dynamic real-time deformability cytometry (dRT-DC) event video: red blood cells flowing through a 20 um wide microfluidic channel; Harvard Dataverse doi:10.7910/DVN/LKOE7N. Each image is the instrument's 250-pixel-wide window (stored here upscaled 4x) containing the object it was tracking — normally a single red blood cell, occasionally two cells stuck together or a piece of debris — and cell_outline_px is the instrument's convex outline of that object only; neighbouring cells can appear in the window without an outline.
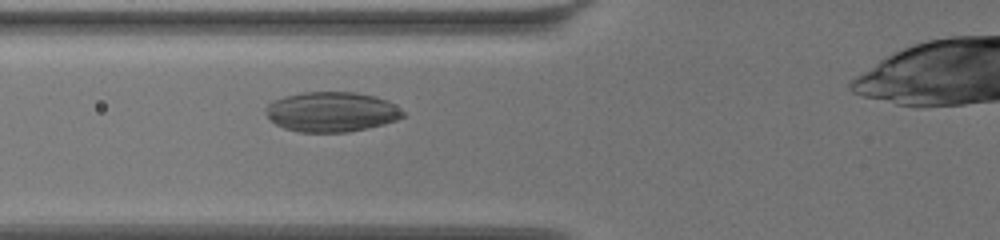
{"species": "common noctule bat (a hibernating species)", "species_latin": "Nyctalus noctula", "temperature_condition": "warm", "stored_images_in_passage": 41, "camera_frame_rate_fps": 3000, "um_per_image_px": 0.085, "animal": {"sex": "female", "body_mass_g": 19.5, "forearm_length_mm": 54.1}, "frame": {"image": 1, "passage_image": 6, "time_ms": 1.667, "image_size_px": [1000, 240], "cell_outline_px": [[404, 116], [396, 120], [384, 124], [348, 132], [296, 132], [284, 128], [276, 124], [264, 112], [264, 108], [268, 104], [284, 96], [300, 92], [352, 92], [376, 96], [388, 100], [404, 112]], "centroid_in_image_um": [28.17, 9.5], "position_along_channel_um": 97.6, "area_um2": 31.96}}
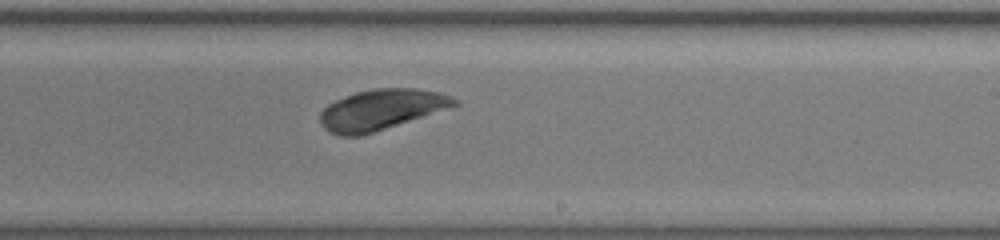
{"frame": {"image": 2, "passage_image": 20, "time_ms": 6.333, "image_size_px": [1000, 240], "cell_outline_px": [[460, 104], [360, 136], [340, 136], [324, 128], [320, 124], [320, 112], [328, 104], [336, 100], [356, 92], [372, 88], [416, 88], [440, 92], [460, 100]], "centroid_in_image_um": [32.39, 9.3], "position_along_channel_um": 256.6, "area_um2": 31.39}}
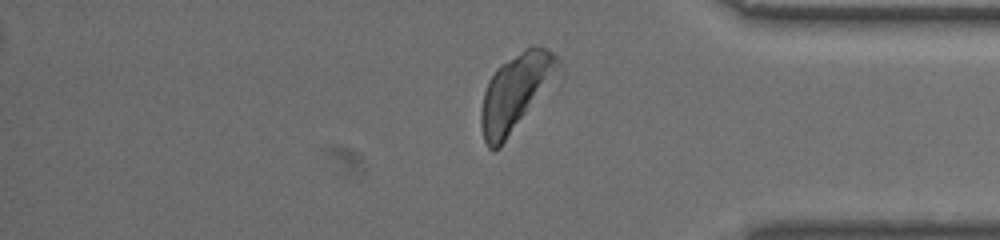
{"frame": {"image": 3, "passage_image": 33, "time_ms": 10.667, "image_size_px": [1000, 240], "cell_outline_px": [[560, 64], [500, 148], [488, 148], [484, 140], [480, 124], [480, 112], [484, 92], [488, 80], [496, 68], [500, 64], [528, 48], [548, 48], [560, 60]], "centroid_in_image_um": [43.69, 7.85], "position_along_channel_um": 391.5, "area_um2": 32.19}}